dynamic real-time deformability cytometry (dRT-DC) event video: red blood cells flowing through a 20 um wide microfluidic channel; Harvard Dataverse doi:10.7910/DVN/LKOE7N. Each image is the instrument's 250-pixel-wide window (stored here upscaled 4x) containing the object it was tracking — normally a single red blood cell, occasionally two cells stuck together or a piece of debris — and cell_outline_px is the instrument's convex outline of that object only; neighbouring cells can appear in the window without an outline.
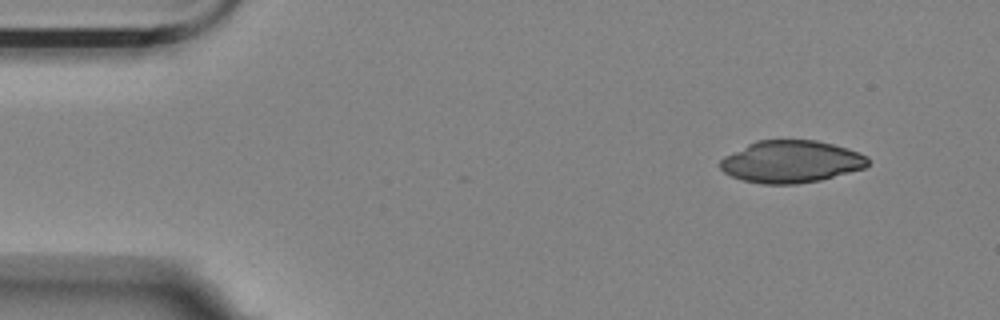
{"species": "Egyptian fruit bat (a non-hibernating species)", "species_latin": "Rousettus aegyptiacus", "temperature_condition": "room temperature", "stored_images_in_passage": 5, "camera_frame_rate_fps": 3000, "um_per_image_px": 0.085, "animal": {"sex": "female"}, "frame": {"image": 1, "passage_image": 1, "time_ms": 0.0, "image_size_px": [1000, 320], "cell_outline_px": [[868, 164], [864, 168], [820, 180], [796, 184], [764, 184], [744, 180], [732, 176], [724, 172], [720, 168], [720, 160], [724, 156], [756, 140], [816, 140], [848, 148], [860, 152], [868, 156]], "centroid_in_image_um": [67.25, 13.73], "position_along_channel_um": 17.8, "area_um2": 36.24}}